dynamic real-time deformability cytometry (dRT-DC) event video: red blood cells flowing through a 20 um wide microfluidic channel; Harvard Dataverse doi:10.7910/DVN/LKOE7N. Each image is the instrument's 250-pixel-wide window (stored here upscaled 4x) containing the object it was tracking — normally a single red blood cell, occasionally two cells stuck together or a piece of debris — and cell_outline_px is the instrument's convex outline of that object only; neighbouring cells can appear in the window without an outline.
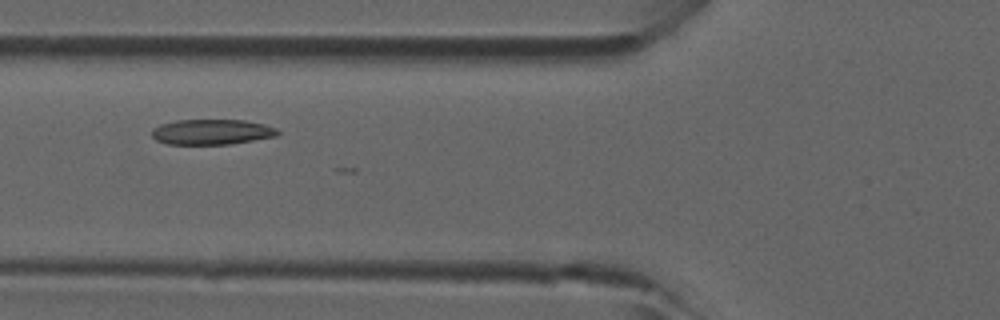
{"species": "common noctule bat (a hibernating species)", "species_latin": "Nyctalus noctula", "temperature_condition": "room temperature", "stored_images_in_passage": 3, "camera_frame_rate_fps": 3000, "um_per_image_px": 0.085, "animal": {"sex": "male", "forearm_length_mm": 52.5}, "frame": {"image": 1, "passage_image": 2, "time_ms": 0.333, "image_size_px": [1000, 320], "cell_outline_px": [[280, 132], [276, 136], [228, 144], [168, 144], [156, 140], [152, 136], [152, 128], [160, 124], [176, 120], [244, 120], [264, 124], [276, 128]], "centroid_in_image_um": [17.97, 11.21], "position_along_channel_um": 107.8, "area_um2": 18.5}}